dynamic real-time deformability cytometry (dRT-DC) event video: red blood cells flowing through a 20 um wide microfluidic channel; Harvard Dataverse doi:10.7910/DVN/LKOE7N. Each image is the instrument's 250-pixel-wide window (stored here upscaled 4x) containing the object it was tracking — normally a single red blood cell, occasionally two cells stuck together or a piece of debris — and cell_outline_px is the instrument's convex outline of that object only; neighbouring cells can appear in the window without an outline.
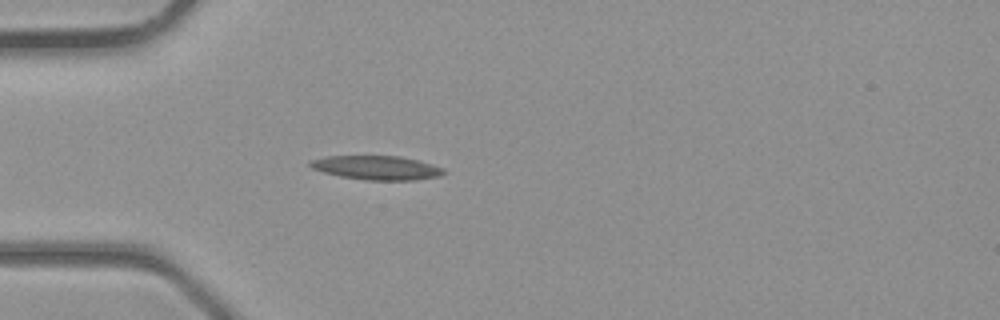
{"species": "common noctule bat (a hibernating species)", "species_latin": "Nyctalus noctula", "temperature_condition": "room temperature", "stored_images_in_passage": 33, "camera_frame_rate_fps": 3000, "um_per_image_px": 0.085, "animal": {"sex": "male", "body_mass_g": 23.1, "forearm_length_mm": 52.7}, "frame": {"image": 1, "passage_image": 5, "time_ms": 1.333, "image_size_px": [1000, 320], "cell_outline_px": [[448, 172], [440, 176], [416, 180], [368, 180], [340, 176], [324, 172], [312, 168], [308, 164], [308, 160], [324, 156], [400, 156], [432, 164], [444, 168]], "centroid_in_image_um": [32.03, 14.25], "position_along_channel_um": 53.0, "area_um2": 18.79}}
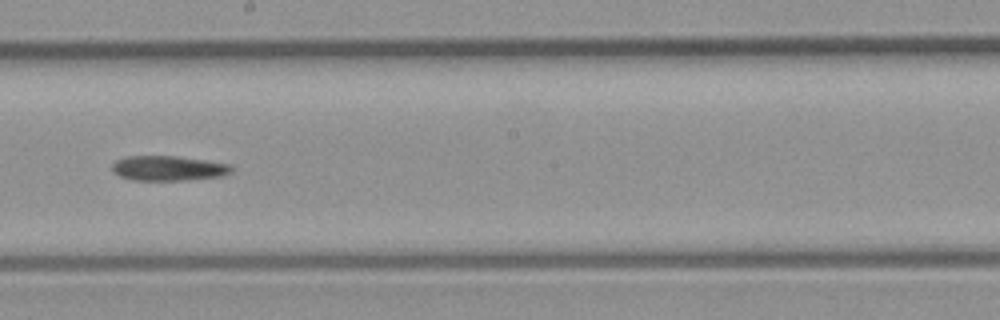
{"frame": {"image": 2, "passage_image": 16, "time_ms": 5.0, "image_size_px": [1000, 320], "cell_outline_px": [[232, 172], [224, 176], [184, 180], [132, 180], [120, 176], [112, 172], [112, 164], [116, 160], [124, 156], [176, 156], [232, 164]], "centroid_in_image_um": [14.31, 14.3], "position_along_channel_um": 233.9, "area_um2": 17.46}}
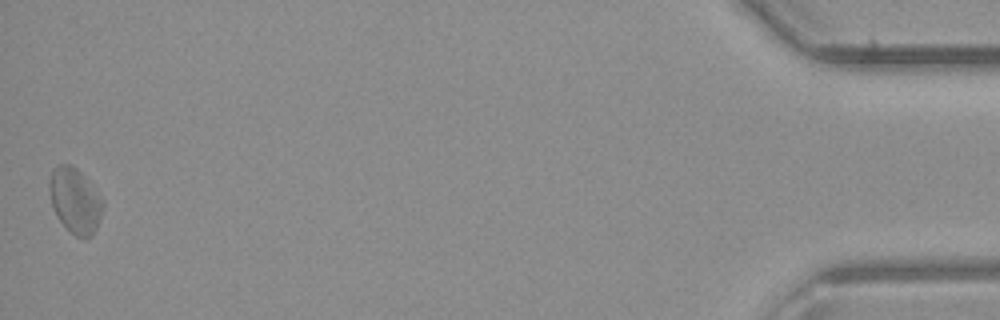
{"frame": {"image": 3, "passage_image": 33, "time_ms": 10.667, "image_size_px": [1000, 320], "cell_outline_px": [[104, 204], [96, 228], [92, 236], [76, 236], [56, 216], [52, 204], [48, 188], [48, 184], [52, 168], [56, 164], [72, 164], [84, 176], [104, 200]], "centroid_in_image_um": [6.36, 16.99], "position_along_channel_um": 428.8, "area_um2": 20.11}}